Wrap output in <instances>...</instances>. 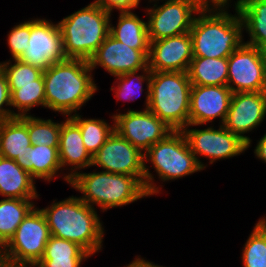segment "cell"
I'll return each instance as SVG.
<instances>
[{"label": "cell", "instance_id": "6da1fadb", "mask_svg": "<svg viewBox=\"0 0 266 267\" xmlns=\"http://www.w3.org/2000/svg\"><path fill=\"white\" fill-rule=\"evenodd\" d=\"M229 2L208 1L195 15L190 36L193 57L228 58L243 43V21Z\"/></svg>", "mask_w": 266, "mask_h": 267}, {"label": "cell", "instance_id": "7a4b0ae2", "mask_svg": "<svg viewBox=\"0 0 266 267\" xmlns=\"http://www.w3.org/2000/svg\"><path fill=\"white\" fill-rule=\"evenodd\" d=\"M89 62L66 58L43 71L45 108L64 117L78 113L98 90Z\"/></svg>", "mask_w": 266, "mask_h": 267}, {"label": "cell", "instance_id": "3957f363", "mask_svg": "<svg viewBox=\"0 0 266 267\" xmlns=\"http://www.w3.org/2000/svg\"><path fill=\"white\" fill-rule=\"evenodd\" d=\"M44 214L50 235L79 244L91 256L103 248L104 227L96 208L77 196L53 202L40 209Z\"/></svg>", "mask_w": 266, "mask_h": 267}, {"label": "cell", "instance_id": "277c9868", "mask_svg": "<svg viewBox=\"0 0 266 267\" xmlns=\"http://www.w3.org/2000/svg\"><path fill=\"white\" fill-rule=\"evenodd\" d=\"M70 185L83 196L79 198L102 212L108 209L123 207L137 200L148 197L144 183L135 176L115 174L111 172L79 171L71 180ZM95 204V205H94Z\"/></svg>", "mask_w": 266, "mask_h": 267}, {"label": "cell", "instance_id": "5b68a950", "mask_svg": "<svg viewBox=\"0 0 266 267\" xmlns=\"http://www.w3.org/2000/svg\"><path fill=\"white\" fill-rule=\"evenodd\" d=\"M147 162H151L152 168L162 182L178 180L203 170L190 150L182 131L171 132L144 153L145 188L151 197L161 192L162 185L159 187L154 182L156 177L152 175L149 170L151 167L146 165Z\"/></svg>", "mask_w": 266, "mask_h": 267}, {"label": "cell", "instance_id": "8992f818", "mask_svg": "<svg viewBox=\"0 0 266 267\" xmlns=\"http://www.w3.org/2000/svg\"><path fill=\"white\" fill-rule=\"evenodd\" d=\"M110 18L92 2L59 21L65 57L88 61L109 35Z\"/></svg>", "mask_w": 266, "mask_h": 267}, {"label": "cell", "instance_id": "52a82bcc", "mask_svg": "<svg viewBox=\"0 0 266 267\" xmlns=\"http://www.w3.org/2000/svg\"><path fill=\"white\" fill-rule=\"evenodd\" d=\"M191 88L187 72L152 71L148 110L174 131H182L189 124Z\"/></svg>", "mask_w": 266, "mask_h": 267}, {"label": "cell", "instance_id": "ba28073f", "mask_svg": "<svg viewBox=\"0 0 266 267\" xmlns=\"http://www.w3.org/2000/svg\"><path fill=\"white\" fill-rule=\"evenodd\" d=\"M50 236L46 218L35 206L5 244L12 265L35 266L42 258Z\"/></svg>", "mask_w": 266, "mask_h": 267}, {"label": "cell", "instance_id": "9c48e42d", "mask_svg": "<svg viewBox=\"0 0 266 267\" xmlns=\"http://www.w3.org/2000/svg\"><path fill=\"white\" fill-rule=\"evenodd\" d=\"M207 0H173L162 5L152 4L146 9L147 30L150 41L189 33L195 15L204 7Z\"/></svg>", "mask_w": 266, "mask_h": 267}, {"label": "cell", "instance_id": "30bf717a", "mask_svg": "<svg viewBox=\"0 0 266 267\" xmlns=\"http://www.w3.org/2000/svg\"><path fill=\"white\" fill-rule=\"evenodd\" d=\"M190 127V124H188L182 132L190 150L203 170L207 167V164L205 165L200 160V155L209 159V163L213 164L219 159L224 160L238 156L248 149L245 141L227 130L223 125H219V129L212 126L205 129H190Z\"/></svg>", "mask_w": 266, "mask_h": 267}, {"label": "cell", "instance_id": "8fae6325", "mask_svg": "<svg viewBox=\"0 0 266 267\" xmlns=\"http://www.w3.org/2000/svg\"><path fill=\"white\" fill-rule=\"evenodd\" d=\"M114 130L145 153L174 130L148 109L113 114Z\"/></svg>", "mask_w": 266, "mask_h": 267}, {"label": "cell", "instance_id": "7c38bea8", "mask_svg": "<svg viewBox=\"0 0 266 267\" xmlns=\"http://www.w3.org/2000/svg\"><path fill=\"white\" fill-rule=\"evenodd\" d=\"M18 59L43 71L52 64L65 60L58 23L44 18L31 19L28 48Z\"/></svg>", "mask_w": 266, "mask_h": 267}, {"label": "cell", "instance_id": "4fadbf2b", "mask_svg": "<svg viewBox=\"0 0 266 267\" xmlns=\"http://www.w3.org/2000/svg\"><path fill=\"white\" fill-rule=\"evenodd\" d=\"M92 166L105 172L138 177L145 185L144 153L115 130L92 156Z\"/></svg>", "mask_w": 266, "mask_h": 267}, {"label": "cell", "instance_id": "5bb4252c", "mask_svg": "<svg viewBox=\"0 0 266 267\" xmlns=\"http://www.w3.org/2000/svg\"><path fill=\"white\" fill-rule=\"evenodd\" d=\"M227 86L233 93L266 91L259 47L243 43L228 57Z\"/></svg>", "mask_w": 266, "mask_h": 267}, {"label": "cell", "instance_id": "9a60e30c", "mask_svg": "<svg viewBox=\"0 0 266 267\" xmlns=\"http://www.w3.org/2000/svg\"><path fill=\"white\" fill-rule=\"evenodd\" d=\"M266 116V91L232 93L229 110L223 126L251 146L244 135L256 129Z\"/></svg>", "mask_w": 266, "mask_h": 267}, {"label": "cell", "instance_id": "2e32d148", "mask_svg": "<svg viewBox=\"0 0 266 267\" xmlns=\"http://www.w3.org/2000/svg\"><path fill=\"white\" fill-rule=\"evenodd\" d=\"M148 55L149 51L133 49L109 33L88 62L92 71L100 66L115 77L148 68Z\"/></svg>", "mask_w": 266, "mask_h": 267}, {"label": "cell", "instance_id": "e0dca14e", "mask_svg": "<svg viewBox=\"0 0 266 267\" xmlns=\"http://www.w3.org/2000/svg\"><path fill=\"white\" fill-rule=\"evenodd\" d=\"M232 91L226 86L192 85L190 93L189 124L201 126L219 118L223 125L230 105Z\"/></svg>", "mask_w": 266, "mask_h": 267}, {"label": "cell", "instance_id": "ac0fdd59", "mask_svg": "<svg viewBox=\"0 0 266 267\" xmlns=\"http://www.w3.org/2000/svg\"><path fill=\"white\" fill-rule=\"evenodd\" d=\"M193 59L190 33L150 41L148 68L156 72H187Z\"/></svg>", "mask_w": 266, "mask_h": 267}, {"label": "cell", "instance_id": "d6986e66", "mask_svg": "<svg viewBox=\"0 0 266 267\" xmlns=\"http://www.w3.org/2000/svg\"><path fill=\"white\" fill-rule=\"evenodd\" d=\"M58 151L62 171L65 168H69L70 171L63 175L64 181L68 184L78 170L92 167V156L85 148L80 127L70 117H65L62 121Z\"/></svg>", "mask_w": 266, "mask_h": 267}, {"label": "cell", "instance_id": "ffe728a7", "mask_svg": "<svg viewBox=\"0 0 266 267\" xmlns=\"http://www.w3.org/2000/svg\"><path fill=\"white\" fill-rule=\"evenodd\" d=\"M59 147H49L46 145H32L20 158L14 161L28 172L31 177L51 182L62 172L59 159ZM61 169V172L58 173Z\"/></svg>", "mask_w": 266, "mask_h": 267}, {"label": "cell", "instance_id": "44dd1931", "mask_svg": "<svg viewBox=\"0 0 266 267\" xmlns=\"http://www.w3.org/2000/svg\"><path fill=\"white\" fill-rule=\"evenodd\" d=\"M0 195L4 198L39 199L35 180L13 159L0 156Z\"/></svg>", "mask_w": 266, "mask_h": 267}, {"label": "cell", "instance_id": "7402d4cb", "mask_svg": "<svg viewBox=\"0 0 266 267\" xmlns=\"http://www.w3.org/2000/svg\"><path fill=\"white\" fill-rule=\"evenodd\" d=\"M32 144L27 129V116L13 117L0 122V156L20 158Z\"/></svg>", "mask_w": 266, "mask_h": 267}, {"label": "cell", "instance_id": "603a6c76", "mask_svg": "<svg viewBox=\"0 0 266 267\" xmlns=\"http://www.w3.org/2000/svg\"><path fill=\"white\" fill-rule=\"evenodd\" d=\"M111 21L110 19L109 33L116 40L133 49L149 51L150 40L146 21L139 18L134 12L119 13L116 26H113Z\"/></svg>", "mask_w": 266, "mask_h": 267}, {"label": "cell", "instance_id": "cb8c5ba5", "mask_svg": "<svg viewBox=\"0 0 266 267\" xmlns=\"http://www.w3.org/2000/svg\"><path fill=\"white\" fill-rule=\"evenodd\" d=\"M234 4L243 21V30L250 37L244 43L259 47L266 42V0H237Z\"/></svg>", "mask_w": 266, "mask_h": 267}, {"label": "cell", "instance_id": "d4e9b609", "mask_svg": "<svg viewBox=\"0 0 266 267\" xmlns=\"http://www.w3.org/2000/svg\"><path fill=\"white\" fill-rule=\"evenodd\" d=\"M187 73L192 85L226 86L228 58L193 57Z\"/></svg>", "mask_w": 266, "mask_h": 267}, {"label": "cell", "instance_id": "484cf974", "mask_svg": "<svg viewBox=\"0 0 266 267\" xmlns=\"http://www.w3.org/2000/svg\"><path fill=\"white\" fill-rule=\"evenodd\" d=\"M34 207L33 199L0 200V245H5L10 240L19 224Z\"/></svg>", "mask_w": 266, "mask_h": 267}, {"label": "cell", "instance_id": "4316f807", "mask_svg": "<svg viewBox=\"0 0 266 267\" xmlns=\"http://www.w3.org/2000/svg\"><path fill=\"white\" fill-rule=\"evenodd\" d=\"M139 71L141 74H138ZM151 74L152 71L149 68H143L137 71H131L129 73L115 76V79H117L113 85L117 84V86H112L110 90L115 91L114 96L117 98V102L121 99L125 101H134L135 98L137 99L136 96H141L142 92L144 91L143 84L145 82L147 87L145 89H147V91H145V108L143 109H148L150 104Z\"/></svg>", "mask_w": 266, "mask_h": 267}, {"label": "cell", "instance_id": "83f0119b", "mask_svg": "<svg viewBox=\"0 0 266 267\" xmlns=\"http://www.w3.org/2000/svg\"><path fill=\"white\" fill-rule=\"evenodd\" d=\"M11 106L16 109V117L31 115L30 110L35 106L45 107V90L43 74L37 79V84L8 85Z\"/></svg>", "mask_w": 266, "mask_h": 267}, {"label": "cell", "instance_id": "f1b7e54d", "mask_svg": "<svg viewBox=\"0 0 266 267\" xmlns=\"http://www.w3.org/2000/svg\"><path fill=\"white\" fill-rule=\"evenodd\" d=\"M70 118L80 127L86 150L93 156L114 131V122L109 125L104 119L83 118L76 113Z\"/></svg>", "mask_w": 266, "mask_h": 267}, {"label": "cell", "instance_id": "f546056e", "mask_svg": "<svg viewBox=\"0 0 266 267\" xmlns=\"http://www.w3.org/2000/svg\"><path fill=\"white\" fill-rule=\"evenodd\" d=\"M243 267H266V217L259 218L243 245Z\"/></svg>", "mask_w": 266, "mask_h": 267}, {"label": "cell", "instance_id": "4dcf8cb0", "mask_svg": "<svg viewBox=\"0 0 266 267\" xmlns=\"http://www.w3.org/2000/svg\"><path fill=\"white\" fill-rule=\"evenodd\" d=\"M61 124L52 119L27 116V129L32 145L59 147Z\"/></svg>", "mask_w": 266, "mask_h": 267}, {"label": "cell", "instance_id": "1f68e13d", "mask_svg": "<svg viewBox=\"0 0 266 267\" xmlns=\"http://www.w3.org/2000/svg\"><path fill=\"white\" fill-rule=\"evenodd\" d=\"M12 61L0 62V68L7 77L8 85L37 84V79L42 75L43 70L19 59Z\"/></svg>", "mask_w": 266, "mask_h": 267}, {"label": "cell", "instance_id": "d6a6232c", "mask_svg": "<svg viewBox=\"0 0 266 267\" xmlns=\"http://www.w3.org/2000/svg\"><path fill=\"white\" fill-rule=\"evenodd\" d=\"M53 257H91L79 244L51 235L40 260H51Z\"/></svg>", "mask_w": 266, "mask_h": 267}, {"label": "cell", "instance_id": "836d02e7", "mask_svg": "<svg viewBox=\"0 0 266 267\" xmlns=\"http://www.w3.org/2000/svg\"><path fill=\"white\" fill-rule=\"evenodd\" d=\"M7 44L12 58L18 59L28 48L30 38V20L15 25L7 34Z\"/></svg>", "mask_w": 266, "mask_h": 267}, {"label": "cell", "instance_id": "e575fe53", "mask_svg": "<svg viewBox=\"0 0 266 267\" xmlns=\"http://www.w3.org/2000/svg\"><path fill=\"white\" fill-rule=\"evenodd\" d=\"M9 106V108H4ZM10 90L5 73L0 68V122L16 117V112L11 109Z\"/></svg>", "mask_w": 266, "mask_h": 267}, {"label": "cell", "instance_id": "d590c367", "mask_svg": "<svg viewBox=\"0 0 266 267\" xmlns=\"http://www.w3.org/2000/svg\"><path fill=\"white\" fill-rule=\"evenodd\" d=\"M94 3L107 10L110 14L114 9L118 10L119 13L132 12L140 4L138 0H95Z\"/></svg>", "mask_w": 266, "mask_h": 267}, {"label": "cell", "instance_id": "8d00e7d4", "mask_svg": "<svg viewBox=\"0 0 266 267\" xmlns=\"http://www.w3.org/2000/svg\"><path fill=\"white\" fill-rule=\"evenodd\" d=\"M89 257H53L51 260H40L35 267H81Z\"/></svg>", "mask_w": 266, "mask_h": 267}, {"label": "cell", "instance_id": "74e56055", "mask_svg": "<svg viewBox=\"0 0 266 267\" xmlns=\"http://www.w3.org/2000/svg\"><path fill=\"white\" fill-rule=\"evenodd\" d=\"M255 157L266 163V133L257 140L256 147L254 148Z\"/></svg>", "mask_w": 266, "mask_h": 267}, {"label": "cell", "instance_id": "f35d334b", "mask_svg": "<svg viewBox=\"0 0 266 267\" xmlns=\"http://www.w3.org/2000/svg\"><path fill=\"white\" fill-rule=\"evenodd\" d=\"M161 265L155 264L154 262H149L139 255L134 258L132 262L125 265L124 267H160Z\"/></svg>", "mask_w": 266, "mask_h": 267}, {"label": "cell", "instance_id": "ab89813d", "mask_svg": "<svg viewBox=\"0 0 266 267\" xmlns=\"http://www.w3.org/2000/svg\"><path fill=\"white\" fill-rule=\"evenodd\" d=\"M0 267H14L7 253L5 245H0Z\"/></svg>", "mask_w": 266, "mask_h": 267}, {"label": "cell", "instance_id": "60d3db41", "mask_svg": "<svg viewBox=\"0 0 266 267\" xmlns=\"http://www.w3.org/2000/svg\"><path fill=\"white\" fill-rule=\"evenodd\" d=\"M259 50H260L262 59H266V42H264L263 44L259 46Z\"/></svg>", "mask_w": 266, "mask_h": 267}, {"label": "cell", "instance_id": "b9f144b4", "mask_svg": "<svg viewBox=\"0 0 266 267\" xmlns=\"http://www.w3.org/2000/svg\"><path fill=\"white\" fill-rule=\"evenodd\" d=\"M263 65H264V79L266 84V59H263Z\"/></svg>", "mask_w": 266, "mask_h": 267}, {"label": "cell", "instance_id": "7bdbcfd3", "mask_svg": "<svg viewBox=\"0 0 266 267\" xmlns=\"http://www.w3.org/2000/svg\"><path fill=\"white\" fill-rule=\"evenodd\" d=\"M139 1V3L141 2V0H138ZM159 1H173V0H149V2L150 3H152V2H155V3H159Z\"/></svg>", "mask_w": 266, "mask_h": 267}, {"label": "cell", "instance_id": "ee69618b", "mask_svg": "<svg viewBox=\"0 0 266 267\" xmlns=\"http://www.w3.org/2000/svg\"><path fill=\"white\" fill-rule=\"evenodd\" d=\"M207 1L230 2L231 3V0H207Z\"/></svg>", "mask_w": 266, "mask_h": 267}]
</instances>
